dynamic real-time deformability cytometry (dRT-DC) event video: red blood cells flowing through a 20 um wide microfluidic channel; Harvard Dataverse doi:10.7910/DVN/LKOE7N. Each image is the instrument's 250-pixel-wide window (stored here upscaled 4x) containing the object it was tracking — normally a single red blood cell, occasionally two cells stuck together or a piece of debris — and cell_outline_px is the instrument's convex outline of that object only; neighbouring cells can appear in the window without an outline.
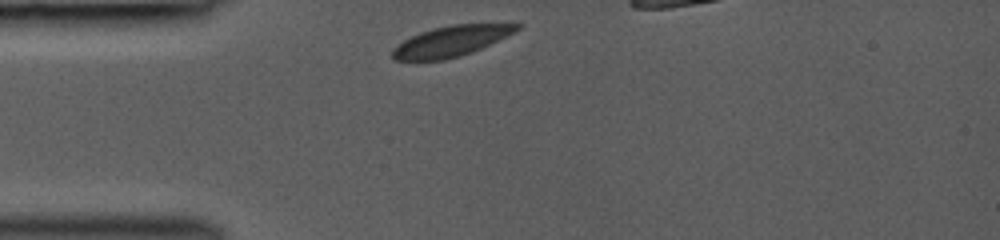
{"species": "common noctule bat (a hibernating species)", "species_latin": "Nyctalus noctula", "temperature_condition": "room temperature", "stored_images_in_passage": 30, "camera_frame_rate_fps": 3000, "um_per_image_px": 0.085, "animal": {"sex": "female", "body_mass_g": 19.0, "forearm_length_mm": 53.3}, "frame": {"image": 1, "passage_image": 1, "time_ms": 0.0, "image_size_px": [1000, 240], "cell_outline_px": [[524, 24], [516, 32], [508, 36], [472, 52], [460, 56], [444, 60], [396, 60], [392, 56], [392, 48], [396, 44], [420, 32], [432, 28], [452, 24]], "centroid_in_image_um": [38.34, 3.49], "position_along_channel_um": 46.7, "area_um2": 22.14}}
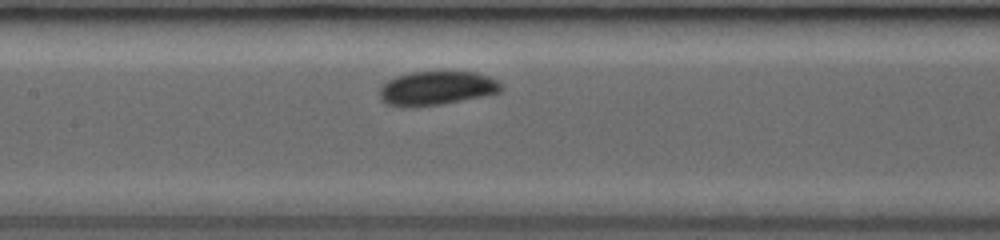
{"frame": {"image": 2, "passage_image": 11, "time_ms": 3.333, "image_size_px": [1000, 240], "cell_outline_px": [[504, 88], [500, 92], [484, 96], [444, 104], [408, 108], [388, 104], [380, 100], [380, 88], [388, 80], [396, 76], [412, 72], [476, 72], [488, 76], [496, 80]], "centroid_in_image_um": [37.11, 7.51], "position_along_channel_um": 170.3, "area_um2": 24.16}}
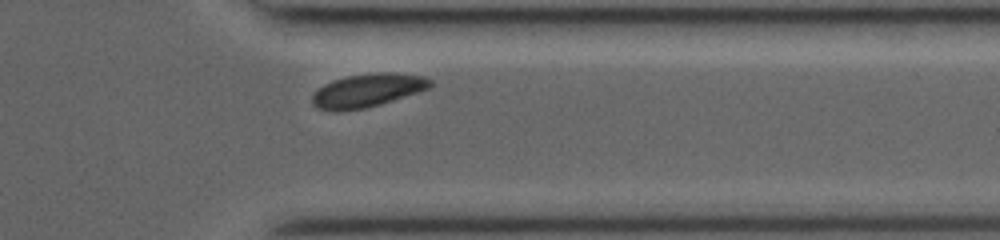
{"frame": {"image": 3, "passage_image": 26, "time_ms": 8.333, "image_size_px": [1000, 240], "cell_outline_px": [[432, 84], [428, 88], [368, 108], [340, 112], [332, 112], [316, 108], [312, 104], [312, 96], [324, 84], [332, 80], [348, 76], [376, 72], [392, 72], [424, 76], [432, 80]], "centroid_in_image_um": [31.19, 7.7], "position_along_channel_um": 380.2, "area_um2": 23.0}}